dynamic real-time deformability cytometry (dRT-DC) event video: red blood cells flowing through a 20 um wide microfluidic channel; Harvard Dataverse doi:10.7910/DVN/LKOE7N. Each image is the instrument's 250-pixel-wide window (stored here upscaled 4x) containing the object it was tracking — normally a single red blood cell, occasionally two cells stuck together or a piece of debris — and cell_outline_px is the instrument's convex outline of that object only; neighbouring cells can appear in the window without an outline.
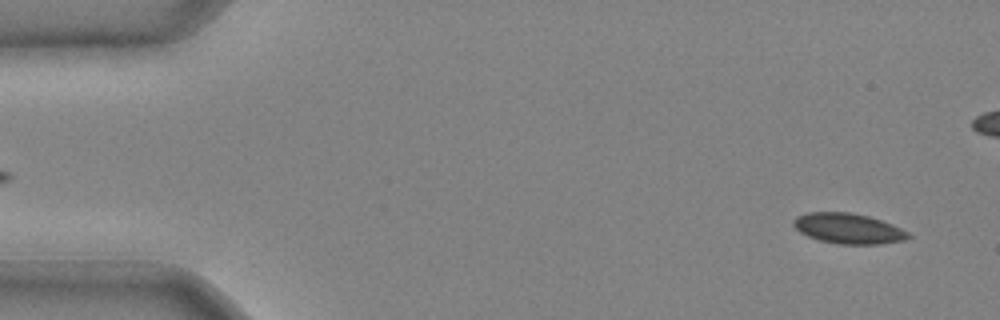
{"species": "common noctule bat (a hibernating species)", "species_latin": "Nyctalus noctula", "temperature_condition": "cold", "stored_images_in_passage": 39, "camera_frame_rate_fps": 3000, "um_per_image_px": 0.085, "animal": {"sex": "male", "body_mass_g": 20.4}, "frame": {"image": 1, "passage_image": 2, "time_ms": 0.333, "image_size_px": [1000, 320], "cell_outline_px": [[912, 236], [904, 240], [880, 244], [840, 244], [820, 240], [808, 236], [800, 232], [792, 224], [792, 220], [796, 216], [808, 212], [852, 212], [868, 216], [892, 224], [908, 232]], "centroid_in_image_um": [72.09, 19.41], "position_along_channel_um": 12.9, "area_um2": 20.29}}
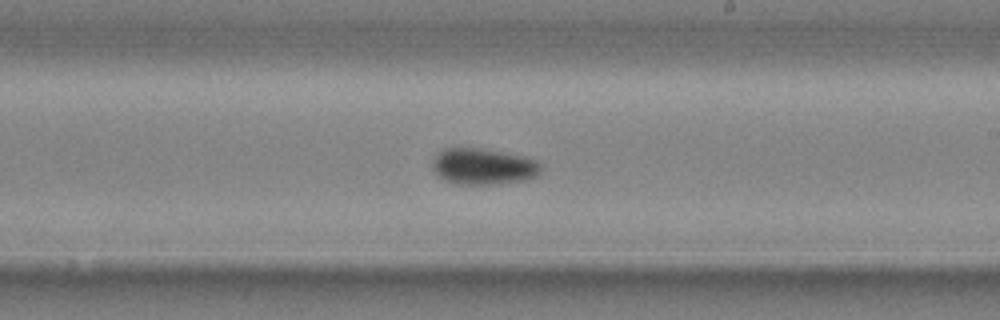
{"frame": {"image": 2, "passage_image": 25, "time_ms": 8.0, "image_size_px": [1000, 320], "cell_outline_px": [[540, 172], [536, 176], [524, 180], [496, 184], [456, 184], [440, 176], [432, 168], [432, 160], [444, 148], [480, 148], [524, 156], [536, 160], [540, 164]], "centroid_in_image_um": [41.09, 14.14], "position_along_channel_um": 247.9, "area_um2": 22.66}}
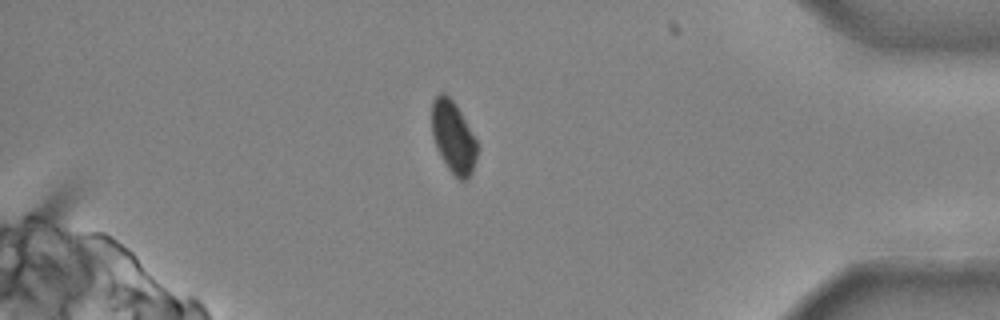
{"frame": {"image": 3, "passage_image": 37, "time_ms": 12.0, "image_size_px": [1000, 320], "cell_outline_px": [[480, 148], [472, 172], [468, 180], [460, 180], [448, 168], [440, 156], [436, 148], [432, 136], [432, 100], [440, 92], [444, 92], [456, 104], [476, 140]], "centroid_in_image_um": [38.54, 11.67], "position_along_channel_um": 396.7, "area_um2": 19.19}}